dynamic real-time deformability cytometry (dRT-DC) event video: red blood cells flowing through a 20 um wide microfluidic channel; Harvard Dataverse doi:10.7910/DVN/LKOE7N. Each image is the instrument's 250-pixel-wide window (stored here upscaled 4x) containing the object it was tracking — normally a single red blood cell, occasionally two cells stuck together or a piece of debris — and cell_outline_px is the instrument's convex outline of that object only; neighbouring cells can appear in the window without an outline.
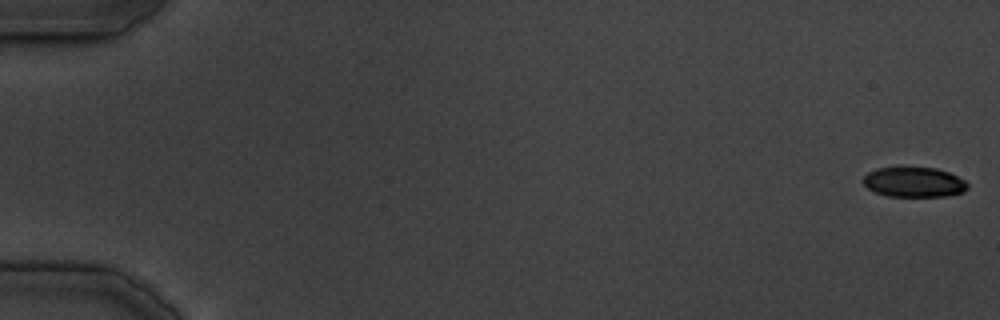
{"species": "common noctule bat (a hibernating species)", "species_latin": "Nyctalus noctula", "temperature_condition": "cold", "stored_images_in_passage": 16, "camera_frame_rate_fps": 3000, "um_per_image_px": 0.085, "animal": {"sex": "male", "body_mass_g": 19.5, "forearm_length_mm": 54.6}, "frame": {"image": 1, "passage_image": 1, "time_ms": 0.0, "image_size_px": [1000, 320], "cell_outline_px": [[968, 188], [964, 192], [948, 196], [888, 196], [876, 192], [868, 188], [864, 184], [864, 176], [868, 172], [876, 168], [936, 168], [948, 172], [964, 180], [968, 184]], "centroid_in_image_um": [77.71, 15.49], "position_along_channel_um": 7.3, "area_um2": 18.03}}
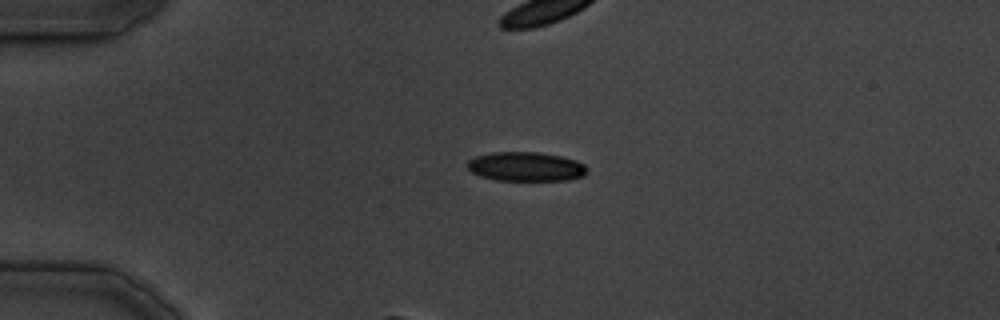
{"frame": {"image": 2, "passage_image": 10, "time_ms": 11.0, "image_size_px": [1000, 320], "cell_outline_px": [[588, 172], [584, 176], [568, 180], [496, 180], [480, 176], [472, 172], [468, 168], [468, 160], [476, 156], [492, 152], [540, 152], [560, 156], [576, 160], [584, 164], [588, 168]], "centroid_in_image_um": [44.73, 14.16], "position_along_channel_um": 40.3, "area_um2": 20.46}}